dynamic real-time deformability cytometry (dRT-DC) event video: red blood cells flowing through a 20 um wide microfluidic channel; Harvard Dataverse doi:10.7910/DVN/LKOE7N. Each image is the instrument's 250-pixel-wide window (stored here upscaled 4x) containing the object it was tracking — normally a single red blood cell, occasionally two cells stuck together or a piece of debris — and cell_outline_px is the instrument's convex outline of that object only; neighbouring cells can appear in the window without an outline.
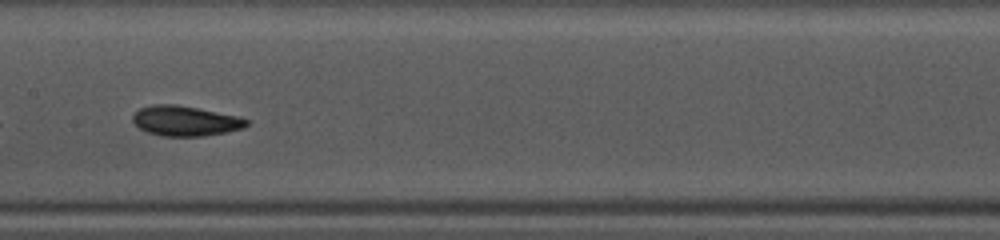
{"species": "common noctule bat (a hibernating species)", "species_latin": "Nyctalus noctula", "temperature_condition": "warm", "stored_images_in_passage": 27, "camera_frame_rate_fps": 3000, "um_per_image_px": 0.085, "animal": {"sex": "female", "body_mass_g": 10.0, "forearm_length_mm": 53.1}, "frame": {"image": 1, "passage_image": 12, "time_ms": 3.667, "image_size_px": [1000, 240], "cell_outline_px": [[248, 124], [244, 128], [204, 136], [160, 136], [148, 132], [140, 128], [132, 120], [132, 116], [140, 108], [156, 104], [176, 104], [240, 116], [248, 120]], "centroid_in_image_um": [15.76, 10.27], "position_along_channel_um": 191.6, "area_um2": 19.88}, "authors_computed_cell_mechanics": {"area_um2": 19.1318, "velocity_mm_per_s": 4.1272, "shape_relaxation_time_tau1_ms": 2.6865, "shape_relaxation_time_tau2_ms": 2.4858, "deformation_change_tau1": 0.1139, "deformation_change_tau2": 0.0797}}